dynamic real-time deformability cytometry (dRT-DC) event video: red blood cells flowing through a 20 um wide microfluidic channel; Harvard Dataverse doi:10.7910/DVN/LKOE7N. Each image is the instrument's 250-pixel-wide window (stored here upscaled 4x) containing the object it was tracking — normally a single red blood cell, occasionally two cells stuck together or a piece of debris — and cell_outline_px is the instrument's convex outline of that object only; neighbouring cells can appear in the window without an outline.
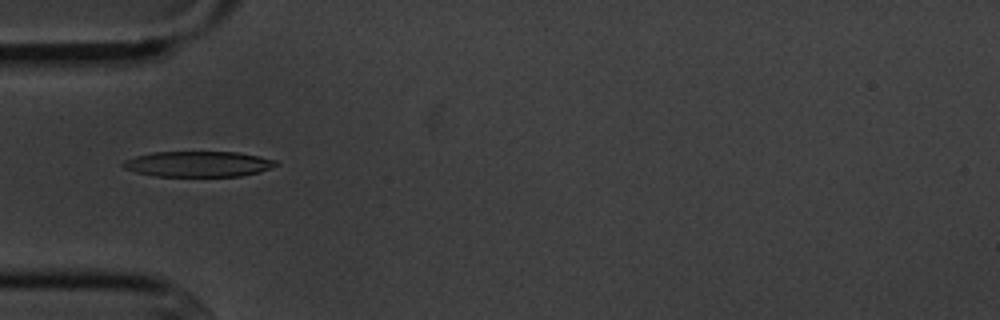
{"species": "common noctule bat (a hibernating species)", "species_latin": "Nyctalus noctula", "temperature_condition": "cold", "stored_images_in_passage": 6, "camera_frame_rate_fps": 3000, "um_per_image_px": 0.085, "animal": {"sex": "male", "body_mass_g": 20.1, "forearm_length_mm": 53.5}, "frame": {"image": 1, "passage_image": 4, "time_ms": 4.333, "image_size_px": [1000, 320], "cell_outline_px": [[280, 164], [260, 172], [240, 176], [152, 176], [136, 172], [124, 168], [120, 164], [124, 160], [136, 156], [152, 152], [236, 152], [260, 156], [276, 160]], "centroid_in_image_um": [16.85, 13.94], "position_along_channel_um": 68.2, "area_um2": 22.89}}
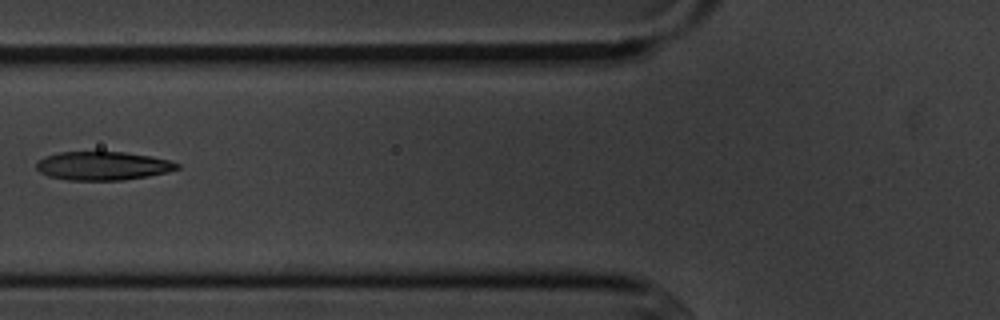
{"frame": {"image": 2, "passage_image": 5, "time_ms": 5.667, "image_size_px": [1000, 320], "cell_outline_px": [[180, 168], [148, 176], [124, 180], [68, 180], [48, 176], [40, 172], [36, 168], [36, 164], [44, 156], [60, 152], [124, 152], [152, 156], [168, 160], [180, 164]], "centroid_in_image_um": [8.73, 14.09], "position_along_channel_um": 117.1, "area_um2": 23.35}}
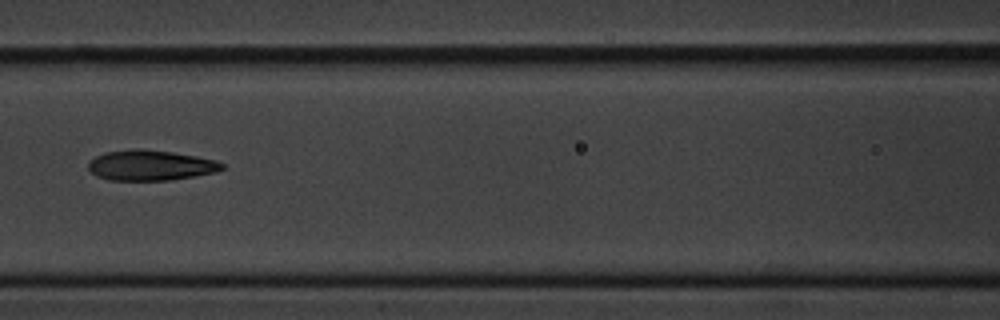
{"frame": {"image": 3, "passage_image": 6, "time_ms": 6.667, "image_size_px": [1000, 320], "cell_outline_px": [[224, 168], [216, 172], [168, 180], [108, 180], [96, 176], [88, 168], [88, 160], [104, 152], [132, 148], [144, 148], [172, 152], [196, 156], [216, 160], [224, 164]], "centroid_in_image_um": [12.75, 14.03], "position_along_channel_um": 153.9, "area_um2": 23.81}}